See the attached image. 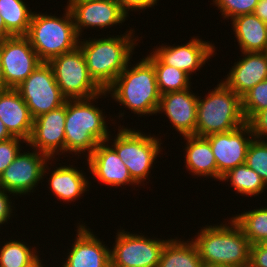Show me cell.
<instances>
[{
	"label": "cell",
	"mask_w": 267,
	"mask_h": 267,
	"mask_svg": "<svg viewBox=\"0 0 267 267\" xmlns=\"http://www.w3.org/2000/svg\"><path fill=\"white\" fill-rule=\"evenodd\" d=\"M7 192L5 189H0V226L5 224L6 223L8 224V220L10 221V216L13 214L12 213H15L13 212L15 209V204L12 203V199H10L12 196H15L13 195L12 193H9ZM12 195V196H10ZM14 207H13V206Z\"/></svg>",
	"instance_id": "obj_36"
},
{
	"label": "cell",
	"mask_w": 267,
	"mask_h": 267,
	"mask_svg": "<svg viewBox=\"0 0 267 267\" xmlns=\"http://www.w3.org/2000/svg\"><path fill=\"white\" fill-rule=\"evenodd\" d=\"M66 6L71 11L80 38L83 29L120 26L128 18L116 0H68Z\"/></svg>",
	"instance_id": "obj_13"
},
{
	"label": "cell",
	"mask_w": 267,
	"mask_h": 267,
	"mask_svg": "<svg viewBox=\"0 0 267 267\" xmlns=\"http://www.w3.org/2000/svg\"><path fill=\"white\" fill-rule=\"evenodd\" d=\"M23 143H27V141L15 136L7 140L0 141V175L22 151L23 145L21 144Z\"/></svg>",
	"instance_id": "obj_34"
},
{
	"label": "cell",
	"mask_w": 267,
	"mask_h": 267,
	"mask_svg": "<svg viewBox=\"0 0 267 267\" xmlns=\"http://www.w3.org/2000/svg\"><path fill=\"white\" fill-rule=\"evenodd\" d=\"M116 234V240L110 248L111 267H158L162 250L169 238H150L123 228L118 229Z\"/></svg>",
	"instance_id": "obj_9"
},
{
	"label": "cell",
	"mask_w": 267,
	"mask_h": 267,
	"mask_svg": "<svg viewBox=\"0 0 267 267\" xmlns=\"http://www.w3.org/2000/svg\"><path fill=\"white\" fill-rule=\"evenodd\" d=\"M26 37L39 59L46 63L76 49L80 40L67 6L62 17L34 11Z\"/></svg>",
	"instance_id": "obj_5"
},
{
	"label": "cell",
	"mask_w": 267,
	"mask_h": 267,
	"mask_svg": "<svg viewBox=\"0 0 267 267\" xmlns=\"http://www.w3.org/2000/svg\"><path fill=\"white\" fill-rule=\"evenodd\" d=\"M221 181L230 182L237 194L241 196H258L267 189V185L262 178L245 163L229 170L222 176Z\"/></svg>",
	"instance_id": "obj_29"
},
{
	"label": "cell",
	"mask_w": 267,
	"mask_h": 267,
	"mask_svg": "<svg viewBox=\"0 0 267 267\" xmlns=\"http://www.w3.org/2000/svg\"><path fill=\"white\" fill-rule=\"evenodd\" d=\"M245 164L267 185V140L253 138L247 150Z\"/></svg>",
	"instance_id": "obj_32"
},
{
	"label": "cell",
	"mask_w": 267,
	"mask_h": 267,
	"mask_svg": "<svg viewBox=\"0 0 267 267\" xmlns=\"http://www.w3.org/2000/svg\"><path fill=\"white\" fill-rule=\"evenodd\" d=\"M224 19H233L243 14H252L259 0H212Z\"/></svg>",
	"instance_id": "obj_33"
},
{
	"label": "cell",
	"mask_w": 267,
	"mask_h": 267,
	"mask_svg": "<svg viewBox=\"0 0 267 267\" xmlns=\"http://www.w3.org/2000/svg\"><path fill=\"white\" fill-rule=\"evenodd\" d=\"M247 123L251 127L254 138L267 140V108L257 112Z\"/></svg>",
	"instance_id": "obj_35"
},
{
	"label": "cell",
	"mask_w": 267,
	"mask_h": 267,
	"mask_svg": "<svg viewBox=\"0 0 267 267\" xmlns=\"http://www.w3.org/2000/svg\"><path fill=\"white\" fill-rule=\"evenodd\" d=\"M216 159L218 181L229 170L244 164L249 144L254 138L250 125L246 122L241 127L223 133L205 137Z\"/></svg>",
	"instance_id": "obj_14"
},
{
	"label": "cell",
	"mask_w": 267,
	"mask_h": 267,
	"mask_svg": "<svg viewBox=\"0 0 267 267\" xmlns=\"http://www.w3.org/2000/svg\"><path fill=\"white\" fill-rule=\"evenodd\" d=\"M0 12L12 36H26L33 11L23 0H0Z\"/></svg>",
	"instance_id": "obj_27"
},
{
	"label": "cell",
	"mask_w": 267,
	"mask_h": 267,
	"mask_svg": "<svg viewBox=\"0 0 267 267\" xmlns=\"http://www.w3.org/2000/svg\"><path fill=\"white\" fill-rule=\"evenodd\" d=\"M35 249L20 239L6 240L0 248V267H39L43 261Z\"/></svg>",
	"instance_id": "obj_26"
},
{
	"label": "cell",
	"mask_w": 267,
	"mask_h": 267,
	"mask_svg": "<svg viewBox=\"0 0 267 267\" xmlns=\"http://www.w3.org/2000/svg\"><path fill=\"white\" fill-rule=\"evenodd\" d=\"M5 89L16 88L41 63L26 36H12L0 41Z\"/></svg>",
	"instance_id": "obj_12"
},
{
	"label": "cell",
	"mask_w": 267,
	"mask_h": 267,
	"mask_svg": "<svg viewBox=\"0 0 267 267\" xmlns=\"http://www.w3.org/2000/svg\"><path fill=\"white\" fill-rule=\"evenodd\" d=\"M231 218L241 228L250 245L262 243L267 239V206L246 210Z\"/></svg>",
	"instance_id": "obj_30"
},
{
	"label": "cell",
	"mask_w": 267,
	"mask_h": 267,
	"mask_svg": "<svg viewBox=\"0 0 267 267\" xmlns=\"http://www.w3.org/2000/svg\"><path fill=\"white\" fill-rule=\"evenodd\" d=\"M262 244L267 247V239H265Z\"/></svg>",
	"instance_id": "obj_45"
},
{
	"label": "cell",
	"mask_w": 267,
	"mask_h": 267,
	"mask_svg": "<svg viewBox=\"0 0 267 267\" xmlns=\"http://www.w3.org/2000/svg\"><path fill=\"white\" fill-rule=\"evenodd\" d=\"M13 136L8 132L3 122L0 120V141L7 140Z\"/></svg>",
	"instance_id": "obj_41"
},
{
	"label": "cell",
	"mask_w": 267,
	"mask_h": 267,
	"mask_svg": "<svg viewBox=\"0 0 267 267\" xmlns=\"http://www.w3.org/2000/svg\"><path fill=\"white\" fill-rule=\"evenodd\" d=\"M48 64L52 67L55 81L67 100L87 99L104 91L90 76L79 47L52 58Z\"/></svg>",
	"instance_id": "obj_8"
},
{
	"label": "cell",
	"mask_w": 267,
	"mask_h": 267,
	"mask_svg": "<svg viewBox=\"0 0 267 267\" xmlns=\"http://www.w3.org/2000/svg\"><path fill=\"white\" fill-rule=\"evenodd\" d=\"M73 166L70 164L69 166H54V170L50 172L49 180H47L50 186L48 187L49 190L60 202L61 200L65 203L75 202L81 196H84L82 194L89 191L87 188L90 187L91 182L88 180V177L82 172L83 170H78V168Z\"/></svg>",
	"instance_id": "obj_22"
},
{
	"label": "cell",
	"mask_w": 267,
	"mask_h": 267,
	"mask_svg": "<svg viewBox=\"0 0 267 267\" xmlns=\"http://www.w3.org/2000/svg\"><path fill=\"white\" fill-rule=\"evenodd\" d=\"M22 152L1 174L4 189L16 197L35 192V188L43 182L41 180L46 177V173L50 172L48 164L54 160L35 149L32 152Z\"/></svg>",
	"instance_id": "obj_11"
},
{
	"label": "cell",
	"mask_w": 267,
	"mask_h": 267,
	"mask_svg": "<svg viewBox=\"0 0 267 267\" xmlns=\"http://www.w3.org/2000/svg\"><path fill=\"white\" fill-rule=\"evenodd\" d=\"M84 224L78 223L75 241L61 267H111L110 248Z\"/></svg>",
	"instance_id": "obj_17"
},
{
	"label": "cell",
	"mask_w": 267,
	"mask_h": 267,
	"mask_svg": "<svg viewBox=\"0 0 267 267\" xmlns=\"http://www.w3.org/2000/svg\"><path fill=\"white\" fill-rule=\"evenodd\" d=\"M123 12L129 17L130 11H140L146 10L157 5L159 0H116Z\"/></svg>",
	"instance_id": "obj_38"
},
{
	"label": "cell",
	"mask_w": 267,
	"mask_h": 267,
	"mask_svg": "<svg viewBox=\"0 0 267 267\" xmlns=\"http://www.w3.org/2000/svg\"><path fill=\"white\" fill-rule=\"evenodd\" d=\"M102 96H108L106 90L91 98L66 100V154L76 156L82 153L88 157L99 143L106 142L111 135L105 112L94 104Z\"/></svg>",
	"instance_id": "obj_2"
},
{
	"label": "cell",
	"mask_w": 267,
	"mask_h": 267,
	"mask_svg": "<svg viewBox=\"0 0 267 267\" xmlns=\"http://www.w3.org/2000/svg\"><path fill=\"white\" fill-rule=\"evenodd\" d=\"M203 267H235V266L219 265V264H203Z\"/></svg>",
	"instance_id": "obj_43"
},
{
	"label": "cell",
	"mask_w": 267,
	"mask_h": 267,
	"mask_svg": "<svg viewBox=\"0 0 267 267\" xmlns=\"http://www.w3.org/2000/svg\"><path fill=\"white\" fill-rule=\"evenodd\" d=\"M117 130V134L110 135L106 142L116 151L138 187L145 185L144 181L148 180L149 173L154 167L153 163L156 164L158 155L163 152L162 139L155 135H147L138 129L125 128L121 124ZM111 137H115L114 140L110 139Z\"/></svg>",
	"instance_id": "obj_7"
},
{
	"label": "cell",
	"mask_w": 267,
	"mask_h": 267,
	"mask_svg": "<svg viewBox=\"0 0 267 267\" xmlns=\"http://www.w3.org/2000/svg\"><path fill=\"white\" fill-rule=\"evenodd\" d=\"M215 46L210 41L192 37L186 44L165 45L153 48V53L166 65L173 66L184 71L190 78L193 73L199 71L206 62L215 54Z\"/></svg>",
	"instance_id": "obj_16"
},
{
	"label": "cell",
	"mask_w": 267,
	"mask_h": 267,
	"mask_svg": "<svg viewBox=\"0 0 267 267\" xmlns=\"http://www.w3.org/2000/svg\"><path fill=\"white\" fill-rule=\"evenodd\" d=\"M0 189H4L3 184H2V180H1V175H0Z\"/></svg>",
	"instance_id": "obj_44"
},
{
	"label": "cell",
	"mask_w": 267,
	"mask_h": 267,
	"mask_svg": "<svg viewBox=\"0 0 267 267\" xmlns=\"http://www.w3.org/2000/svg\"><path fill=\"white\" fill-rule=\"evenodd\" d=\"M186 141V151L184 165L189 174L192 173L196 178H213L218 180V170L216 159L212 152L209 141L205 137L184 136Z\"/></svg>",
	"instance_id": "obj_23"
},
{
	"label": "cell",
	"mask_w": 267,
	"mask_h": 267,
	"mask_svg": "<svg viewBox=\"0 0 267 267\" xmlns=\"http://www.w3.org/2000/svg\"><path fill=\"white\" fill-rule=\"evenodd\" d=\"M0 120L12 136L29 140L33 118L16 88L0 90Z\"/></svg>",
	"instance_id": "obj_21"
},
{
	"label": "cell",
	"mask_w": 267,
	"mask_h": 267,
	"mask_svg": "<svg viewBox=\"0 0 267 267\" xmlns=\"http://www.w3.org/2000/svg\"><path fill=\"white\" fill-rule=\"evenodd\" d=\"M242 111L246 122L257 112L267 108V79L256 84L242 97Z\"/></svg>",
	"instance_id": "obj_31"
},
{
	"label": "cell",
	"mask_w": 267,
	"mask_h": 267,
	"mask_svg": "<svg viewBox=\"0 0 267 267\" xmlns=\"http://www.w3.org/2000/svg\"><path fill=\"white\" fill-rule=\"evenodd\" d=\"M209 91L205 98L198 96L194 136L206 137L215 133L228 132L246 123L240 96L222 81Z\"/></svg>",
	"instance_id": "obj_6"
},
{
	"label": "cell",
	"mask_w": 267,
	"mask_h": 267,
	"mask_svg": "<svg viewBox=\"0 0 267 267\" xmlns=\"http://www.w3.org/2000/svg\"><path fill=\"white\" fill-rule=\"evenodd\" d=\"M232 29L241 52H267V24L254 13L234 17Z\"/></svg>",
	"instance_id": "obj_24"
},
{
	"label": "cell",
	"mask_w": 267,
	"mask_h": 267,
	"mask_svg": "<svg viewBox=\"0 0 267 267\" xmlns=\"http://www.w3.org/2000/svg\"><path fill=\"white\" fill-rule=\"evenodd\" d=\"M66 101L61 107L33 119V128L26 146L55 159L65 153ZM63 153V154H62Z\"/></svg>",
	"instance_id": "obj_15"
},
{
	"label": "cell",
	"mask_w": 267,
	"mask_h": 267,
	"mask_svg": "<svg viewBox=\"0 0 267 267\" xmlns=\"http://www.w3.org/2000/svg\"><path fill=\"white\" fill-rule=\"evenodd\" d=\"M85 159L88 164L87 170L108 187H122V185H138L131 177L128 168L118 157L116 151L107 143L101 142L93 152ZM134 184V185H133Z\"/></svg>",
	"instance_id": "obj_19"
},
{
	"label": "cell",
	"mask_w": 267,
	"mask_h": 267,
	"mask_svg": "<svg viewBox=\"0 0 267 267\" xmlns=\"http://www.w3.org/2000/svg\"><path fill=\"white\" fill-rule=\"evenodd\" d=\"M3 89H5V80H4L3 66L1 63V56H0V90Z\"/></svg>",
	"instance_id": "obj_42"
},
{
	"label": "cell",
	"mask_w": 267,
	"mask_h": 267,
	"mask_svg": "<svg viewBox=\"0 0 267 267\" xmlns=\"http://www.w3.org/2000/svg\"><path fill=\"white\" fill-rule=\"evenodd\" d=\"M254 14L267 24V0H259Z\"/></svg>",
	"instance_id": "obj_39"
},
{
	"label": "cell",
	"mask_w": 267,
	"mask_h": 267,
	"mask_svg": "<svg viewBox=\"0 0 267 267\" xmlns=\"http://www.w3.org/2000/svg\"><path fill=\"white\" fill-rule=\"evenodd\" d=\"M33 119L64 105L67 100L55 81L52 67L42 62L16 87Z\"/></svg>",
	"instance_id": "obj_10"
},
{
	"label": "cell",
	"mask_w": 267,
	"mask_h": 267,
	"mask_svg": "<svg viewBox=\"0 0 267 267\" xmlns=\"http://www.w3.org/2000/svg\"><path fill=\"white\" fill-rule=\"evenodd\" d=\"M228 224L205 225L191 238L202 263L249 267L250 243L232 218Z\"/></svg>",
	"instance_id": "obj_4"
},
{
	"label": "cell",
	"mask_w": 267,
	"mask_h": 267,
	"mask_svg": "<svg viewBox=\"0 0 267 267\" xmlns=\"http://www.w3.org/2000/svg\"><path fill=\"white\" fill-rule=\"evenodd\" d=\"M249 267H267V247L262 243L250 245Z\"/></svg>",
	"instance_id": "obj_37"
},
{
	"label": "cell",
	"mask_w": 267,
	"mask_h": 267,
	"mask_svg": "<svg viewBox=\"0 0 267 267\" xmlns=\"http://www.w3.org/2000/svg\"><path fill=\"white\" fill-rule=\"evenodd\" d=\"M131 63L106 89L107 94L138 117L157 115L161 94L153 63L145 56L132 66Z\"/></svg>",
	"instance_id": "obj_3"
},
{
	"label": "cell",
	"mask_w": 267,
	"mask_h": 267,
	"mask_svg": "<svg viewBox=\"0 0 267 267\" xmlns=\"http://www.w3.org/2000/svg\"><path fill=\"white\" fill-rule=\"evenodd\" d=\"M190 90L191 87L162 94L157 110V113L166 115L172 128L182 134V137L195 135L198 95Z\"/></svg>",
	"instance_id": "obj_18"
},
{
	"label": "cell",
	"mask_w": 267,
	"mask_h": 267,
	"mask_svg": "<svg viewBox=\"0 0 267 267\" xmlns=\"http://www.w3.org/2000/svg\"><path fill=\"white\" fill-rule=\"evenodd\" d=\"M158 267H203V263L192 240L176 237L166 242Z\"/></svg>",
	"instance_id": "obj_25"
},
{
	"label": "cell",
	"mask_w": 267,
	"mask_h": 267,
	"mask_svg": "<svg viewBox=\"0 0 267 267\" xmlns=\"http://www.w3.org/2000/svg\"><path fill=\"white\" fill-rule=\"evenodd\" d=\"M241 53L243 58L235 61L226 78L221 80L240 97L267 79V52Z\"/></svg>",
	"instance_id": "obj_20"
},
{
	"label": "cell",
	"mask_w": 267,
	"mask_h": 267,
	"mask_svg": "<svg viewBox=\"0 0 267 267\" xmlns=\"http://www.w3.org/2000/svg\"><path fill=\"white\" fill-rule=\"evenodd\" d=\"M133 30L104 38H80L78 47L84 55L88 72L103 90L115 81L135 53L134 48L140 40Z\"/></svg>",
	"instance_id": "obj_1"
},
{
	"label": "cell",
	"mask_w": 267,
	"mask_h": 267,
	"mask_svg": "<svg viewBox=\"0 0 267 267\" xmlns=\"http://www.w3.org/2000/svg\"><path fill=\"white\" fill-rule=\"evenodd\" d=\"M152 63L156 73V81L160 94L183 91L191 87V79L184 71L164 64L153 52L146 56Z\"/></svg>",
	"instance_id": "obj_28"
},
{
	"label": "cell",
	"mask_w": 267,
	"mask_h": 267,
	"mask_svg": "<svg viewBox=\"0 0 267 267\" xmlns=\"http://www.w3.org/2000/svg\"><path fill=\"white\" fill-rule=\"evenodd\" d=\"M12 37V35L7 31L3 18L0 12V41L6 38Z\"/></svg>",
	"instance_id": "obj_40"
}]
</instances>
